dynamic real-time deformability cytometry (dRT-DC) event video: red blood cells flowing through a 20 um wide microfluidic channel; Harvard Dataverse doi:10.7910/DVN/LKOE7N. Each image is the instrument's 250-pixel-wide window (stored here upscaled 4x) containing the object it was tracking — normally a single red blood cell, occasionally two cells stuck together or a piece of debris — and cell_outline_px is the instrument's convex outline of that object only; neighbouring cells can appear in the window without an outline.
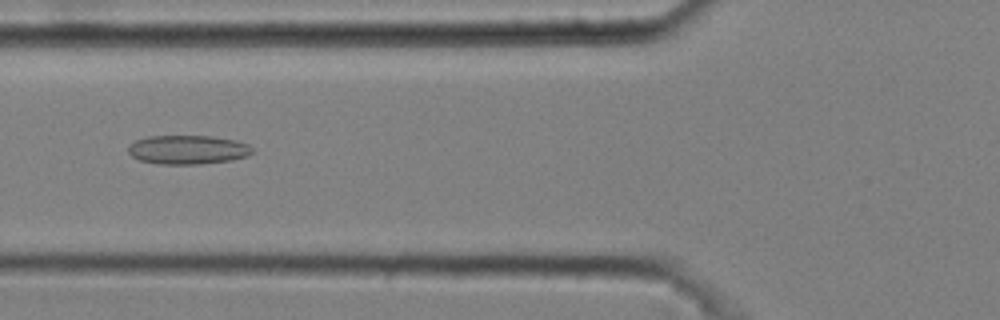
{"species": "common noctule bat (a hibernating species)", "species_latin": "Nyctalus noctula", "temperature_condition": "cold", "stored_images_in_passage": 7, "camera_frame_rate_fps": 3000, "um_per_image_px": 0.085, "animal": {"sex": "male", "body_mass_g": 20.4}, "frame": {"image": 1, "passage_image": 6, "time_ms": 1.667, "image_size_px": [1000, 320], "cell_outline_px": [[252, 152], [248, 156], [232, 160], [200, 164], [160, 164], [140, 160], [132, 156], [128, 152], [128, 148], [136, 140], [148, 136], [212, 136], [236, 140], [248, 144], [252, 148]], "centroid_in_image_um": [15.99, 12.72], "position_along_channel_um": 109.8, "area_um2": 20.92}}
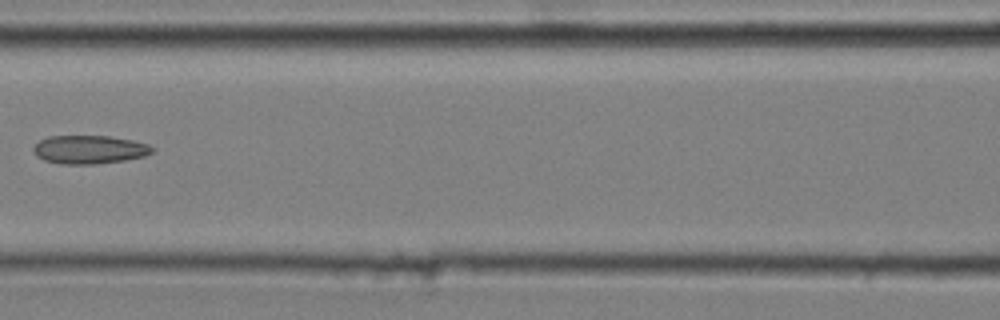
{"frame": {"image": 2, "passage_image": 7, "time_ms": 2.0, "image_size_px": [1000, 320], "cell_outline_px": [[156, 148], [152, 152], [144, 156], [124, 160], [96, 164], [60, 164], [44, 160], [36, 156], [32, 148], [40, 140], [48, 136], [108, 136], [132, 140], [148, 144]], "centroid_in_image_um": [7.59, 12.71], "position_along_channel_um": 159.0, "area_um2": 19.71}}